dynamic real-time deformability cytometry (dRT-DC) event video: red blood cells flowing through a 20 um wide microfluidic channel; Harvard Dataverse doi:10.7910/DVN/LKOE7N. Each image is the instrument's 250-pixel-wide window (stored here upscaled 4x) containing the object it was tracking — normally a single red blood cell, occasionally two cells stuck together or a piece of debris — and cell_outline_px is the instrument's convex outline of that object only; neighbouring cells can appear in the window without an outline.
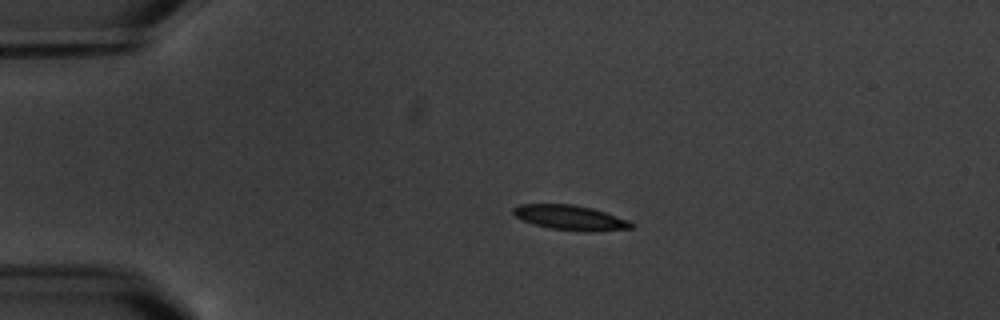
{"species": "common noctule bat (a hibernating species)", "species_latin": "Nyctalus noctula", "temperature_condition": "warm", "stored_images_in_passage": 4, "camera_frame_rate_fps": 3000, "um_per_image_px": 0.085, "animal": {"sex": "male", "body_mass_g": 20.1, "forearm_length_mm": 53.5}, "frame": {"image": 1, "passage_image": 3, "time_ms": 3.333, "image_size_px": [1000, 320], "cell_outline_px": [[636, 224], [632, 228], [596, 232], [584, 232], [548, 228], [532, 224], [516, 216], [512, 212], [512, 208], [520, 204], [572, 204], [592, 208], [628, 220]], "centroid_in_image_um": [48.49, 18.51], "position_along_channel_um": 36.5, "area_um2": 17.22}}